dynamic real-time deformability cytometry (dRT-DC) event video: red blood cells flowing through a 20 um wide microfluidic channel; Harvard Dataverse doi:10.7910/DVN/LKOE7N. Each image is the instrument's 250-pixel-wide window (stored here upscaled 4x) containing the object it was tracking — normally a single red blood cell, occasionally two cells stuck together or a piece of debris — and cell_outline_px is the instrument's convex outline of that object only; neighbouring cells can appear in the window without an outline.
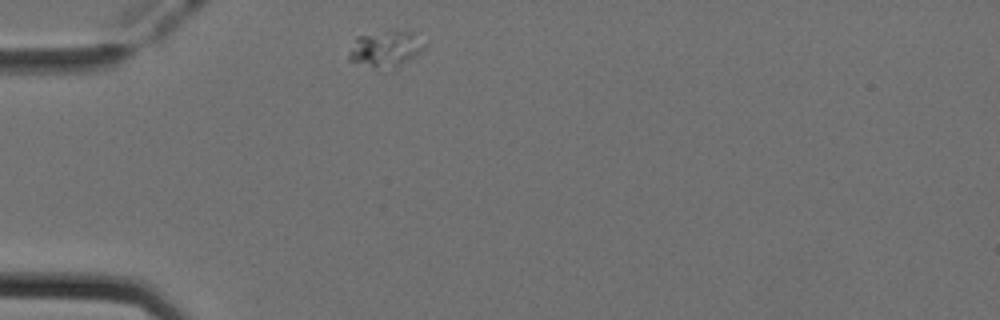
{"species": "Egyptian fruit bat (a non-hibernating species)", "species_latin": "Rousettus aegyptiacus", "temperature_condition": "cold", "stored_images_in_passage": 31, "camera_frame_rate_fps": 3000, "um_per_image_px": 0.085, "animal": {"sex": "female"}, "frame": {"image": 1, "passage_image": 1, "time_ms": 0.0, "image_size_px": [1000, 320], "cell_outline_px": [[424, 48], [396, 68], [372, 68], [348, 60], [348, 52], [356, 36], [392, 32], [416, 32], [424, 44]], "centroid_in_image_um": [32.72, 4.18], "position_along_channel_um": 52.3, "area_um2": 15.49}}
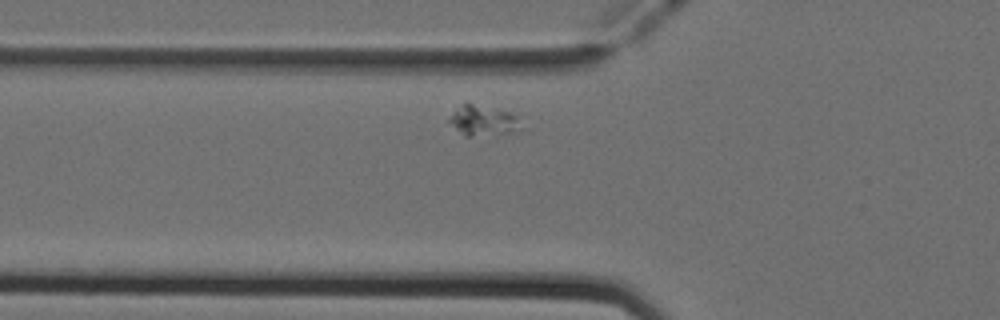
{"frame": {"image": 2, "passage_image": 5, "time_ms": 1.333, "image_size_px": [1000, 320], "cell_outline_px": [[528, 128], [520, 132], [472, 136], [464, 136], [448, 120], [452, 112], [464, 104], [472, 104], [508, 112], [520, 116]], "centroid_in_image_um": [41.24, 10.29], "position_along_channel_um": 84.6, "area_um2": 12.89}}
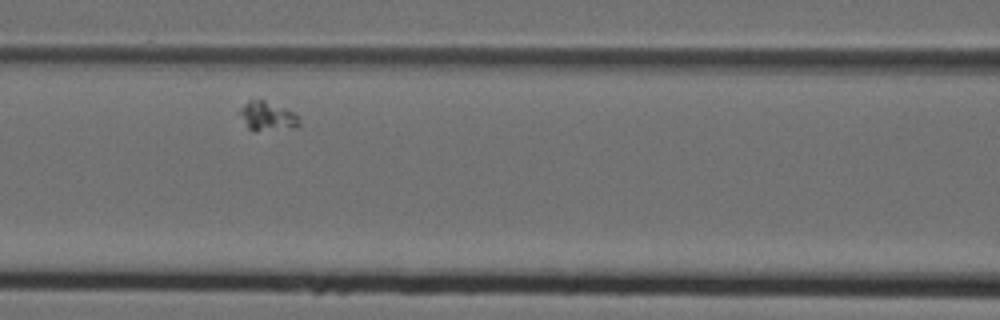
{"frame": {"image": 3, "passage_image": 10, "time_ms": 3.0, "image_size_px": [1000, 320], "cell_outline_px": [[300, 124], [296, 128], [256, 132], [252, 132], [248, 128], [240, 112], [244, 104], [248, 100], [264, 100], [284, 108], [300, 116]], "centroid_in_image_um": [22.78, 9.92], "position_along_channel_um": 143.8, "area_um2": 10.12}}